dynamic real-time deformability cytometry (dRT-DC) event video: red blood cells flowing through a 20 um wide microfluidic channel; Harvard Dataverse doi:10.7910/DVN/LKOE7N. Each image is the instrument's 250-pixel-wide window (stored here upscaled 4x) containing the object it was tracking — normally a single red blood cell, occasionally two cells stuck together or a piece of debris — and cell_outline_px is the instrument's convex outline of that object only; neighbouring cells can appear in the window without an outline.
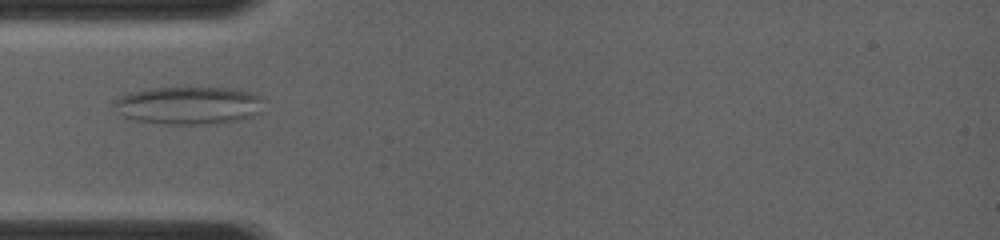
{"species": "common noctule bat (a hibernating species)", "species_latin": "Nyctalus noctula", "temperature_condition": "room temperature", "stored_images_in_passage": 13, "camera_frame_rate_fps": 4000, "um_per_image_px": 0.085, "animal": {"sex": "female", "body_mass_g": 19.0, "forearm_length_mm": 56.7}, "frame": {"image": 1, "passage_image": 6, "time_ms": 3.75, "image_size_px": [1000, 240], "cell_outline_px": [[264, 100], [260, 112], [252, 116], [236, 120], [208, 124], [164, 124], [136, 120], [124, 116], [112, 104], [120, 96], [132, 92], [152, 88], [228, 88], [252, 92], [260, 96]], "centroid_in_image_um": [16.07, 8.96], "position_along_channel_um": 68.9, "area_um2": 32.71}}
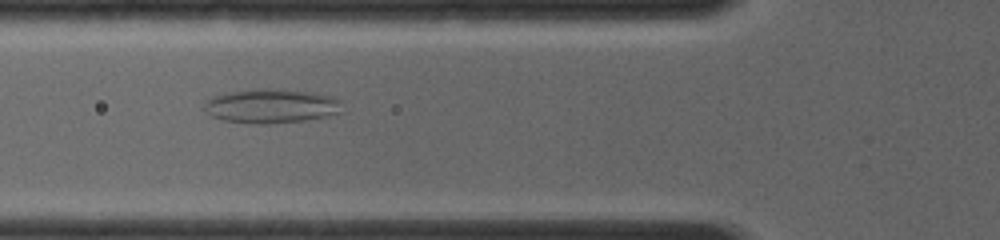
{"frame": {"image": 2, "passage_image": 8, "time_ms": 4.5, "image_size_px": [1000, 240], "cell_outline_px": [[340, 112], [324, 116], [304, 120], [268, 124], [256, 124], [224, 120], [212, 116], [204, 108], [204, 104], [212, 96], [224, 92], [260, 88], [276, 88], [312, 92], [332, 96], [340, 100]], "centroid_in_image_um": [23.02, 8.99], "position_along_channel_um": 102.8, "area_um2": 27.46}}
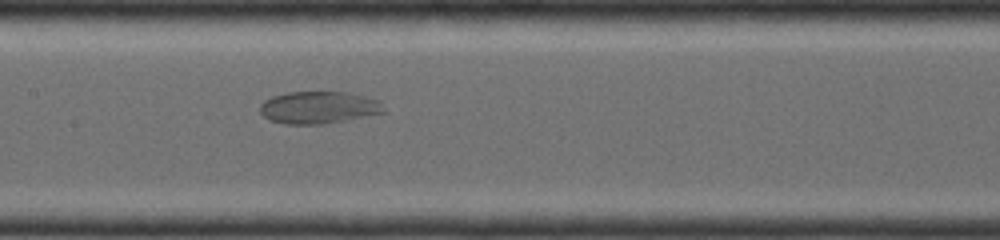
{"frame": {"image": 3, "passage_image": 13, "time_ms": 6.25, "image_size_px": [1000, 240], "cell_outline_px": [[384, 112], [324, 124], [284, 124], [268, 120], [260, 112], [260, 104], [264, 100], [272, 96], [288, 92], [352, 92], [380, 100], [384, 108]], "centroid_in_image_um": [27.06, 9.13], "position_along_channel_um": 180.3, "area_um2": 23.35}}